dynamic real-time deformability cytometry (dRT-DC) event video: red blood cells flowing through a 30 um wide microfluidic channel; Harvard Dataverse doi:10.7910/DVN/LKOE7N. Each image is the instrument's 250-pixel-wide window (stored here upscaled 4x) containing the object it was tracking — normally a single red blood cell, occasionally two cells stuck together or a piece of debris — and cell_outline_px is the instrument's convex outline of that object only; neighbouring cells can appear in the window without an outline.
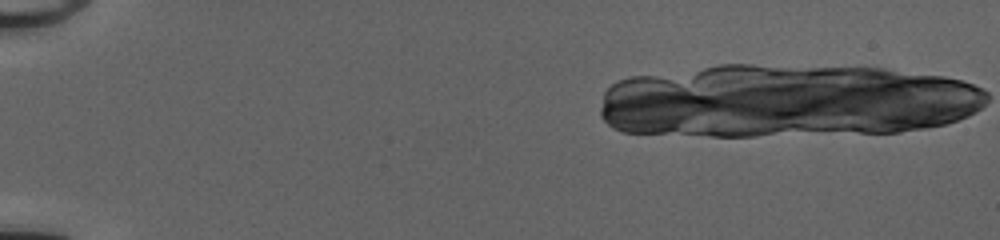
{"species": "common noctule bat (a hibernating species)", "species_latin": "Nyctalus noctula", "temperature_condition": "cold", "stored_images_in_passage": 11, "segment_of_instrument_passage": [1, 2], "camera_frame_rate_fps": 3000, "um_per_image_px": 0.085, "animal": {"sex": "female", "body_mass_g": 20.0, "forearm_length_mm": 54.0}, "frame": {"image": 1, "passage_image": 1, "time_ms": 0.0, "image_size_px": [1000, 240], "cell_outline_px": [[972, 108], [968, 112], [952, 120], [940, 124], [892, 132], [868, 132], [852, 128], [892, 116], [932, 108], [968, 104], [972, 104]], "centroid_in_image_um": [77.9, 10.14], "position_along_channel_um": 7.1, "area_um2": 11.27}}